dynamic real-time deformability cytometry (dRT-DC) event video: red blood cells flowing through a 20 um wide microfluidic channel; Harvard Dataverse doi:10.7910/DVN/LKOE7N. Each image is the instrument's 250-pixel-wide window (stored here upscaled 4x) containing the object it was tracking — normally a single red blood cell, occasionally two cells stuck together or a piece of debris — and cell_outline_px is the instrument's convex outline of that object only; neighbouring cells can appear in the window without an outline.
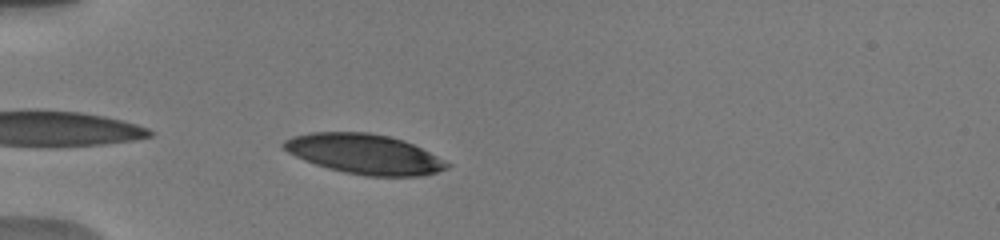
{"species": "human", "species_latin": "Homo sapiens", "temperature_condition": "warm", "stored_images_in_passage": 4, "camera_frame_rate_fps": 3000, "um_per_image_px": 0.085, "donor": {"sex": "male"}, "frame": {"image": 1, "passage_image": 2, "time_ms": 0.333, "image_size_px": [1000, 240], "cell_outline_px": [[452, 164], [448, 168], [436, 172], [420, 176], [364, 176], [344, 172], [328, 168], [304, 160], [288, 152], [280, 144], [284, 140], [292, 136], [308, 132], [368, 132], [388, 136], [404, 140]], "centroid_in_image_um": [30.95, 13.09], "position_along_channel_um": 54.1, "area_um2": 37.86}}